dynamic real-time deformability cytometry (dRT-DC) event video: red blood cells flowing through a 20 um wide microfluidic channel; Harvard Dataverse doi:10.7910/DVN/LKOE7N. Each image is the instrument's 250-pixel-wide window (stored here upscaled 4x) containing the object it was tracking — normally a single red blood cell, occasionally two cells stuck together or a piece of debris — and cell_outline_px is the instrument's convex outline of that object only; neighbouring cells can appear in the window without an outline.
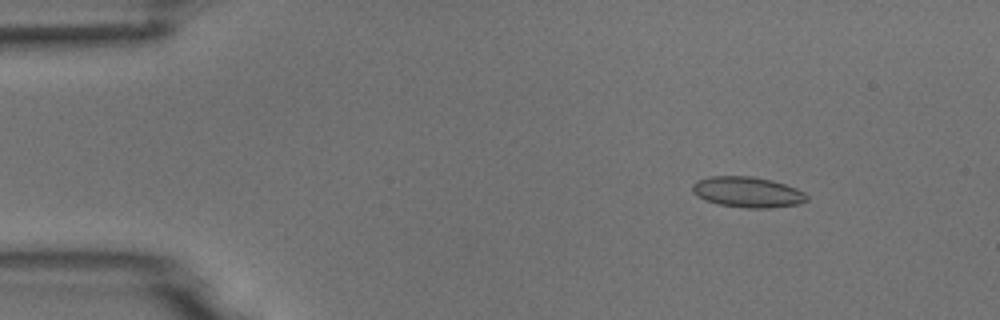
{"species": "common noctule bat (a hibernating species)", "species_latin": "Nyctalus noctula", "temperature_condition": "room temperature", "stored_images_in_passage": 7, "camera_frame_rate_fps": 3000, "um_per_image_px": 0.085, "animal": {"sex": "male", "body_mass_g": 18.8}, "frame": {"image": 1, "passage_image": 2, "time_ms": 1.0, "image_size_px": [1000, 320], "cell_outline_px": [[808, 200], [800, 204], [768, 208], [744, 208], [720, 204], [704, 200], [696, 196], [692, 192], [692, 184], [696, 180], [708, 176], [752, 176], [772, 180], [796, 188], [804, 192], [808, 196]], "centroid_in_image_um": [63.52, 16.32], "position_along_channel_um": 21.5, "area_um2": 20.63}}
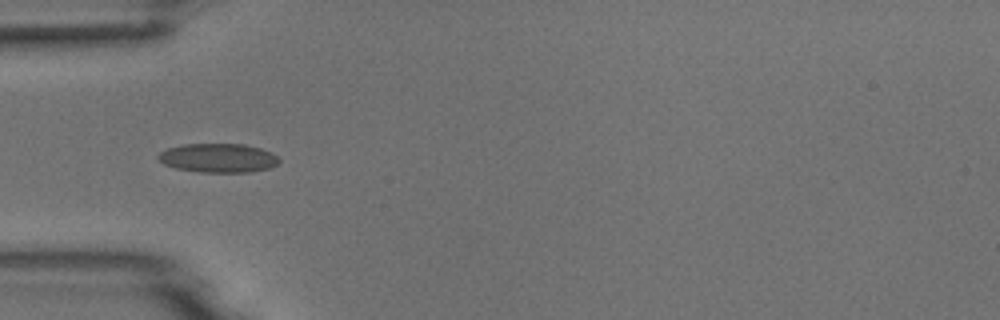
{"frame": {"image": 2, "passage_image": 5, "time_ms": 4.333, "image_size_px": [1000, 320], "cell_outline_px": [[280, 160], [276, 164], [268, 168], [252, 172], [200, 172], [176, 168], [164, 164], [156, 156], [160, 152], [168, 148], [184, 144], [244, 144], [260, 148], [272, 152]], "centroid_in_image_um": [18.54, 13.42], "position_along_channel_um": 66.5, "area_um2": 20.35}}